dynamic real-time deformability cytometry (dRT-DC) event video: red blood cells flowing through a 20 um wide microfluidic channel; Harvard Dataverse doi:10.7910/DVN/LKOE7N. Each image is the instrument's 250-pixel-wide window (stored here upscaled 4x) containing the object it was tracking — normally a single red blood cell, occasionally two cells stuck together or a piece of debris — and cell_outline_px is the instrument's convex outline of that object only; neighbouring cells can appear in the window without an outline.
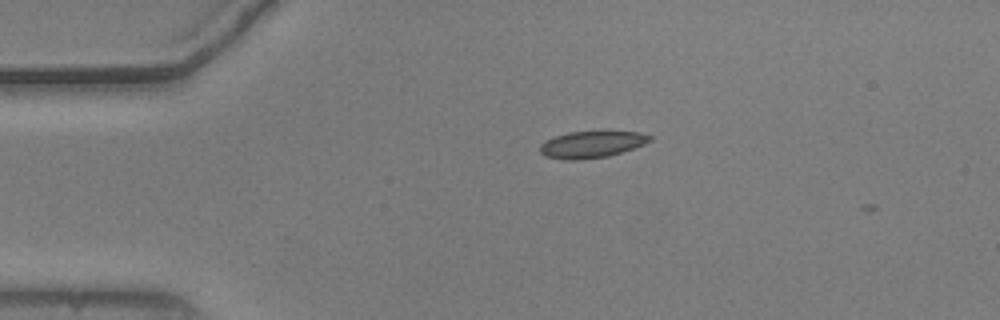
{"species": "common noctule bat (a hibernating species)", "species_latin": "Nyctalus noctula", "temperature_condition": "warm", "stored_images_in_passage": 6, "camera_frame_rate_fps": 3000, "um_per_image_px": 0.085, "animal": {"sex": "male", "body_mass_g": 20.5, "forearm_length_mm": 52.5}, "frame": {"image": 1, "passage_image": 3, "time_ms": 0.667, "image_size_px": [1000, 320], "cell_outline_px": [[652, 140], [644, 144], [608, 156], [580, 160], [564, 160], [544, 156], [540, 152], [540, 144], [556, 136], [568, 132], [604, 128], [640, 132], [652, 136]], "centroid_in_image_um": [50.33, 12.22], "position_along_channel_um": 34.7, "area_um2": 17.92}}